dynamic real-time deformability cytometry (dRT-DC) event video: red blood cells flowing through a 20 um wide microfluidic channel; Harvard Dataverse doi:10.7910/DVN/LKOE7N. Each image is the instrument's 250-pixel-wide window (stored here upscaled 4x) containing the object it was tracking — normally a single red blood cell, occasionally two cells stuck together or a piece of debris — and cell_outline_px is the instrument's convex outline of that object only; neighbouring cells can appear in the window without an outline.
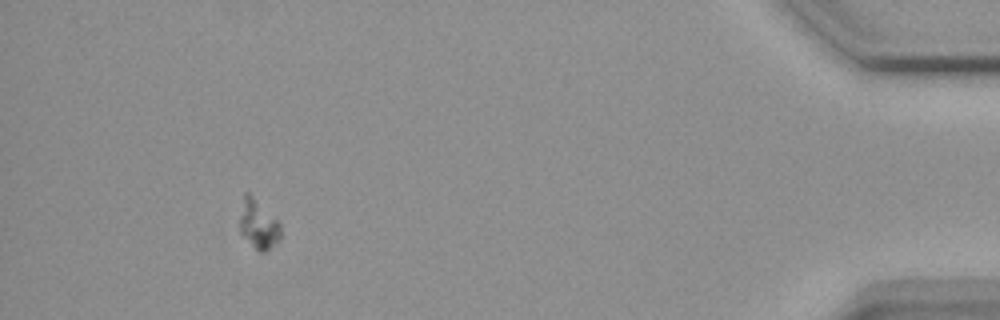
{"species": "common noctule bat (a hibernating species)", "species_latin": "Nyctalus noctula", "temperature_condition": "warm", "stored_images_in_passage": 58, "segment_of_instrument_passage": [1, 2], "camera_frame_rate_fps": 3000, "um_per_image_px": 0.085, "animal": {"sex": "female", "body_mass_g": 18.4}, "frame": {"image": 1, "passage_image": 53, "time_ms": 17.333, "image_size_px": [1000, 320], "cell_outline_px": [[280, 240], [276, 244], [264, 252], [260, 252], [240, 232], [240, 216], [244, 192], [248, 192], [280, 224]], "centroid_in_image_um": [21.96, 19.09], "position_along_channel_um": 413.2, "area_um2": 11.21}}